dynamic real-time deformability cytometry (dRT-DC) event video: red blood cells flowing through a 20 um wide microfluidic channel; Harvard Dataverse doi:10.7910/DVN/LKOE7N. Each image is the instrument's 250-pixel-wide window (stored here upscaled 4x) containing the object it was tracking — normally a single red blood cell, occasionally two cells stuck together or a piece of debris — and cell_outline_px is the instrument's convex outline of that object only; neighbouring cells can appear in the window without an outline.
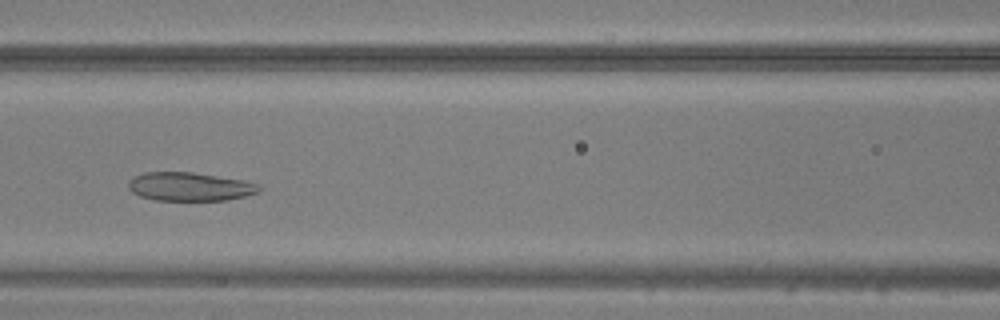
{"species": "common noctule bat (a hibernating species)", "species_latin": "Nyctalus noctula", "temperature_condition": "warm", "stored_images_in_passage": 15, "camera_frame_rate_fps": 3000, "um_per_image_px": 0.085, "animal": {"sex": "male", "body_mass_g": 20.5, "forearm_length_mm": 52.5}, "frame": {"image": 1, "passage_image": 9, "time_ms": 2.667, "image_size_px": [1000, 320], "cell_outline_px": [[260, 192], [228, 200], [156, 200], [140, 196], [132, 192], [128, 188], [128, 180], [132, 176], [144, 172], [192, 172], [240, 180], [260, 184]], "centroid_in_image_um": [16.09, 15.86], "position_along_channel_um": 150.5, "area_um2": 21.73}}